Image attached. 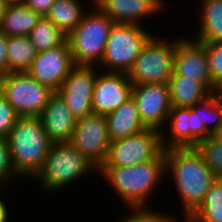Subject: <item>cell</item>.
Wrapping results in <instances>:
<instances>
[{
    "label": "cell",
    "instance_id": "cell-1",
    "mask_svg": "<svg viewBox=\"0 0 222 222\" xmlns=\"http://www.w3.org/2000/svg\"><path fill=\"white\" fill-rule=\"evenodd\" d=\"M163 150L166 174L171 173L173 177L171 179L182 202L183 216L187 219L200 206L217 178L196 147Z\"/></svg>",
    "mask_w": 222,
    "mask_h": 222
},
{
    "label": "cell",
    "instance_id": "cell-2",
    "mask_svg": "<svg viewBox=\"0 0 222 222\" xmlns=\"http://www.w3.org/2000/svg\"><path fill=\"white\" fill-rule=\"evenodd\" d=\"M97 175L105 179L127 208L147 207L151 194L166 176L164 150L153 160L123 167H100Z\"/></svg>",
    "mask_w": 222,
    "mask_h": 222
},
{
    "label": "cell",
    "instance_id": "cell-3",
    "mask_svg": "<svg viewBox=\"0 0 222 222\" xmlns=\"http://www.w3.org/2000/svg\"><path fill=\"white\" fill-rule=\"evenodd\" d=\"M6 139L16 173L19 177L35 178L52 143L39 116L19 117Z\"/></svg>",
    "mask_w": 222,
    "mask_h": 222
},
{
    "label": "cell",
    "instance_id": "cell-4",
    "mask_svg": "<svg viewBox=\"0 0 222 222\" xmlns=\"http://www.w3.org/2000/svg\"><path fill=\"white\" fill-rule=\"evenodd\" d=\"M114 23L95 5L93 10L85 12L80 23L66 36L74 65L97 67L101 63Z\"/></svg>",
    "mask_w": 222,
    "mask_h": 222
},
{
    "label": "cell",
    "instance_id": "cell-5",
    "mask_svg": "<svg viewBox=\"0 0 222 222\" xmlns=\"http://www.w3.org/2000/svg\"><path fill=\"white\" fill-rule=\"evenodd\" d=\"M91 171L97 175V169L70 142H55L51 143L43 168L34 179L43 190L53 193L87 177Z\"/></svg>",
    "mask_w": 222,
    "mask_h": 222
},
{
    "label": "cell",
    "instance_id": "cell-6",
    "mask_svg": "<svg viewBox=\"0 0 222 222\" xmlns=\"http://www.w3.org/2000/svg\"><path fill=\"white\" fill-rule=\"evenodd\" d=\"M147 30L142 25L114 23L98 68L103 67L104 72L128 73L144 45L153 36Z\"/></svg>",
    "mask_w": 222,
    "mask_h": 222
},
{
    "label": "cell",
    "instance_id": "cell-7",
    "mask_svg": "<svg viewBox=\"0 0 222 222\" xmlns=\"http://www.w3.org/2000/svg\"><path fill=\"white\" fill-rule=\"evenodd\" d=\"M153 35L136 57L127 73L133 85L168 83L173 74L176 40L169 41Z\"/></svg>",
    "mask_w": 222,
    "mask_h": 222
},
{
    "label": "cell",
    "instance_id": "cell-8",
    "mask_svg": "<svg viewBox=\"0 0 222 222\" xmlns=\"http://www.w3.org/2000/svg\"><path fill=\"white\" fill-rule=\"evenodd\" d=\"M0 92L19 117L39 116L54 93L27 72L1 75Z\"/></svg>",
    "mask_w": 222,
    "mask_h": 222
},
{
    "label": "cell",
    "instance_id": "cell-9",
    "mask_svg": "<svg viewBox=\"0 0 222 222\" xmlns=\"http://www.w3.org/2000/svg\"><path fill=\"white\" fill-rule=\"evenodd\" d=\"M162 151L160 131L146 128L137 134L111 141L101 167L133 166L155 159Z\"/></svg>",
    "mask_w": 222,
    "mask_h": 222
},
{
    "label": "cell",
    "instance_id": "cell-10",
    "mask_svg": "<svg viewBox=\"0 0 222 222\" xmlns=\"http://www.w3.org/2000/svg\"><path fill=\"white\" fill-rule=\"evenodd\" d=\"M110 139L105 115L77 119L70 143L98 170L105 162Z\"/></svg>",
    "mask_w": 222,
    "mask_h": 222
},
{
    "label": "cell",
    "instance_id": "cell-11",
    "mask_svg": "<svg viewBox=\"0 0 222 222\" xmlns=\"http://www.w3.org/2000/svg\"><path fill=\"white\" fill-rule=\"evenodd\" d=\"M95 67L75 65L57 91L76 119L93 114L92 96L97 77Z\"/></svg>",
    "mask_w": 222,
    "mask_h": 222
},
{
    "label": "cell",
    "instance_id": "cell-12",
    "mask_svg": "<svg viewBox=\"0 0 222 222\" xmlns=\"http://www.w3.org/2000/svg\"><path fill=\"white\" fill-rule=\"evenodd\" d=\"M131 96L136 103L140 119L147 128L159 131L165 128L163 125L172 108L168 83L133 85Z\"/></svg>",
    "mask_w": 222,
    "mask_h": 222
},
{
    "label": "cell",
    "instance_id": "cell-13",
    "mask_svg": "<svg viewBox=\"0 0 222 222\" xmlns=\"http://www.w3.org/2000/svg\"><path fill=\"white\" fill-rule=\"evenodd\" d=\"M67 40L46 51L37 52L27 73L40 84L57 92L74 67Z\"/></svg>",
    "mask_w": 222,
    "mask_h": 222
},
{
    "label": "cell",
    "instance_id": "cell-14",
    "mask_svg": "<svg viewBox=\"0 0 222 222\" xmlns=\"http://www.w3.org/2000/svg\"><path fill=\"white\" fill-rule=\"evenodd\" d=\"M173 71L180 76L203 83L212 93L219 92L213 84L206 63V46L190 38L176 39Z\"/></svg>",
    "mask_w": 222,
    "mask_h": 222
},
{
    "label": "cell",
    "instance_id": "cell-15",
    "mask_svg": "<svg viewBox=\"0 0 222 222\" xmlns=\"http://www.w3.org/2000/svg\"><path fill=\"white\" fill-rule=\"evenodd\" d=\"M102 72H97L92 110L94 114L106 115L118 109L131 97L133 84L127 73Z\"/></svg>",
    "mask_w": 222,
    "mask_h": 222
},
{
    "label": "cell",
    "instance_id": "cell-16",
    "mask_svg": "<svg viewBox=\"0 0 222 222\" xmlns=\"http://www.w3.org/2000/svg\"><path fill=\"white\" fill-rule=\"evenodd\" d=\"M91 3L115 23L136 25H143L141 21L144 17L148 18L166 9L164 0H92Z\"/></svg>",
    "mask_w": 222,
    "mask_h": 222
},
{
    "label": "cell",
    "instance_id": "cell-17",
    "mask_svg": "<svg viewBox=\"0 0 222 222\" xmlns=\"http://www.w3.org/2000/svg\"><path fill=\"white\" fill-rule=\"evenodd\" d=\"M39 118L52 143L71 141L77 119L58 92L50 96Z\"/></svg>",
    "mask_w": 222,
    "mask_h": 222
},
{
    "label": "cell",
    "instance_id": "cell-18",
    "mask_svg": "<svg viewBox=\"0 0 222 222\" xmlns=\"http://www.w3.org/2000/svg\"><path fill=\"white\" fill-rule=\"evenodd\" d=\"M105 117L110 141L126 138L147 128L140 119L132 96Z\"/></svg>",
    "mask_w": 222,
    "mask_h": 222
},
{
    "label": "cell",
    "instance_id": "cell-19",
    "mask_svg": "<svg viewBox=\"0 0 222 222\" xmlns=\"http://www.w3.org/2000/svg\"><path fill=\"white\" fill-rule=\"evenodd\" d=\"M168 87L172 107L190 108L213 94L203 83L177 75L174 71Z\"/></svg>",
    "mask_w": 222,
    "mask_h": 222
},
{
    "label": "cell",
    "instance_id": "cell-20",
    "mask_svg": "<svg viewBox=\"0 0 222 222\" xmlns=\"http://www.w3.org/2000/svg\"><path fill=\"white\" fill-rule=\"evenodd\" d=\"M40 18L24 3L9 4L0 22V30L6 36H28Z\"/></svg>",
    "mask_w": 222,
    "mask_h": 222
},
{
    "label": "cell",
    "instance_id": "cell-21",
    "mask_svg": "<svg viewBox=\"0 0 222 222\" xmlns=\"http://www.w3.org/2000/svg\"><path fill=\"white\" fill-rule=\"evenodd\" d=\"M202 11L198 35L199 43L222 42V0H200ZM195 38V39H194Z\"/></svg>",
    "mask_w": 222,
    "mask_h": 222
},
{
    "label": "cell",
    "instance_id": "cell-22",
    "mask_svg": "<svg viewBox=\"0 0 222 222\" xmlns=\"http://www.w3.org/2000/svg\"><path fill=\"white\" fill-rule=\"evenodd\" d=\"M166 122L170 135L168 137L165 135V131H160L163 149L190 147L189 108L172 107Z\"/></svg>",
    "mask_w": 222,
    "mask_h": 222
},
{
    "label": "cell",
    "instance_id": "cell-23",
    "mask_svg": "<svg viewBox=\"0 0 222 222\" xmlns=\"http://www.w3.org/2000/svg\"><path fill=\"white\" fill-rule=\"evenodd\" d=\"M80 0H55L46 17L65 35L80 23L86 10Z\"/></svg>",
    "mask_w": 222,
    "mask_h": 222
},
{
    "label": "cell",
    "instance_id": "cell-24",
    "mask_svg": "<svg viewBox=\"0 0 222 222\" xmlns=\"http://www.w3.org/2000/svg\"><path fill=\"white\" fill-rule=\"evenodd\" d=\"M36 55L28 36H7V73L27 72Z\"/></svg>",
    "mask_w": 222,
    "mask_h": 222
},
{
    "label": "cell",
    "instance_id": "cell-25",
    "mask_svg": "<svg viewBox=\"0 0 222 222\" xmlns=\"http://www.w3.org/2000/svg\"><path fill=\"white\" fill-rule=\"evenodd\" d=\"M190 222H222V178H217L200 206L187 218Z\"/></svg>",
    "mask_w": 222,
    "mask_h": 222
},
{
    "label": "cell",
    "instance_id": "cell-26",
    "mask_svg": "<svg viewBox=\"0 0 222 222\" xmlns=\"http://www.w3.org/2000/svg\"><path fill=\"white\" fill-rule=\"evenodd\" d=\"M28 37L37 52L57 47L66 40V36L46 16L39 19Z\"/></svg>",
    "mask_w": 222,
    "mask_h": 222
},
{
    "label": "cell",
    "instance_id": "cell-27",
    "mask_svg": "<svg viewBox=\"0 0 222 222\" xmlns=\"http://www.w3.org/2000/svg\"><path fill=\"white\" fill-rule=\"evenodd\" d=\"M199 119L200 125H203L211 136L222 126V96L219 92L199 102Z\"/></svg>",
    "mask_w": 222,
    "mask_h": 222
},
{
    "label": "cell",
    "instance_id": "cell-28",
    "mask_svg": "<svg viewBox=\"0 0 222 222\" xmlns=\"http://www.w3.org/2000/svg\"><path fill=\"white\" fill-rule=\"evenodd\" d=\"M196 148L216 178H222V143L210 136L199 142Z\"/></svg>",
    "mask_w": 222,
    "mask_h": 222
},
{
    "label": "cell",
    "instance_id": "cell-29",
    "mask_svg": "<svg viewBox=\"0 0 222 222\" xmlns=\"http://www.w3.org/2000/svg\"><path fill=\"white\" fill-rule=\"evenodd\" d=\"M206 46V63L213 84L222 88V42L204 43Z\"/></svg>",
    "mask_w": 222,
    "mask_h": 222
},
{
    "label": "cell",
    "instance_id": "cell-30",
    "mask_svg": "<svg viewBox=\"0 0 222 222\" xmlns=\"http://www.w3.org/2000/svg\"><path fill=\"white\" fill-rule=\"evenodd\" d=\"M150 207L128 208L131 212L119 222H179L169 213L156 212ZM176 219V220H175Z\"/></svg>",
    "mask_w": 222,
    "mask_h": 222
},
{
    "label": "cell",
    "instance_id": "cell-31",
    "mask_svg": "<svg viewBox=\"0 0 222 222\" xmlns=\"http://www.w3.org/2000/svg\"><path fill=\"white\" fill-rule=\"evenodd\" d=\"M18 176L13 167L8 141L0 138V188H4Z\"/></svg>",
    "mask_w": 222,
    "mask_h": 222
},
{
    "label": "cell",
    "instance_id": "cell-32",
    "mask_svg": "<svg viewBox=\"0 0 222 222\" xmlns=\"http://www.w3.org/2000/svg\"><path fill=\"white\" fill-rule=\"evenodd\" d=\"M19 116L0 92V138H7Z\"/></svg>",
    "mask_w": 222,
    "mask_h": 222
},
{
    "label": "cell",
    "instance_id": "cell-33",
    "mask_svg": "<svg viewBox=\"0 0 222 222\" xmlns=\"http://www.w3.org/2000/svg\"><path fill=\"white\" fill-rule=\"evenodd\" d=\"M190 118V147H196L199 142L207 139L211 135L200 125L199 119V103L189 108Z\"/></svg>",
    "mask_w": 222,
    "mask_h": 222
},
{
    "label": "cell",
    "instance_id": "cell-34",
    "mask_svg": "<svg viewBox=\"0 0 222 222\" xmlns=\"http://www.w3.org/2000/svg\"><path fill=\"white\" fill-rule=\"evenodd\" d=\"M55 0H26L24 4L41 17L46 16Z\"/></svg>",
    "mask_w": 222,
    "mask_h": 222
},
{
    "label": "cell",
    "instance_id": "cell-35",
    "mask_svg": "<svg viewBox=\"0 0 222 222\" xmlns=\"http://www.w3.org/2000/svg\"><path fill=\"white\" fill-rule=\"evenodd\" d=\"M7 74V36L0 30V76Z\"/></svg>",
    "mask_w": 222,
    "mask_h": 222
},
{
    "label": "cell",
    "instance_id": "cell-36",
    "mask_svg": "<svg viewBox=\"0 0 222 222\" xmlns=\"http://www.w3.org/2000/svg\"><path fill=\"white\" fill-rule=\"evenodd\" d=\"M4 188H0V222H9V216H8V205L5 204V200L1 197V194H3Z\"/></svg>",
    "mask_w": 222,
    "mask_h": 222
},
{
    "label": "cell",
    "instance_id": "cell-37",
    "mask_svg": "<svg viewBox=\"0 0 222 222\" xmlns=\"http://www.w3.org/2000/svg\"><path fill=\"white\" fill-rule=\"evenodd\" d=\"M8 5L9 3L7 2V0H0V22L5 14Z\"/></svg>",
    "mask_w": 222,
    "mask_h": 222
},
{
    "label": "cell",
    "instance_id": "cell-38",
    "mask_svg": "<svg viewBox=\"0 0 222 222\" xmlns=\"http://www.w3.org/2000/svg\"><path fill=\"white\" fill-rule=\"evenodd\" d=\"M216 140L222 143V126L212 135Z\"/></svg>",
    "mask_w": 222,
    "mask_h": 222
},
{
    "label": "cell",
    "instance_id": "cell-39",
    "mask_svg": "<svg viewBox=\"0 0 222 222\" xmlns=\"http://www.w3.org/2000/svg\"><path fill=\"white\" fill-rule=\"evenodd\" d=\"M26 0H7L9 4H21L24 3Z\"/></svg>",
    "mask_w": 222,
    "mask_h": 222
},
{
    "label": "cell",
    "instance_id": "cell-40",
    "mask_svg": "<svg viewBox=\"0 0 222 222\" xmlns=\"http://www.w3.org/2000/svg\"><path fill=\"white\" fill-rule=\"evenodd\" d=\"M220 95L222 96V88L219 90Z\"/></svg>",
    "mask_w": 222,
    "mask_h": 222
}]
</instances>
